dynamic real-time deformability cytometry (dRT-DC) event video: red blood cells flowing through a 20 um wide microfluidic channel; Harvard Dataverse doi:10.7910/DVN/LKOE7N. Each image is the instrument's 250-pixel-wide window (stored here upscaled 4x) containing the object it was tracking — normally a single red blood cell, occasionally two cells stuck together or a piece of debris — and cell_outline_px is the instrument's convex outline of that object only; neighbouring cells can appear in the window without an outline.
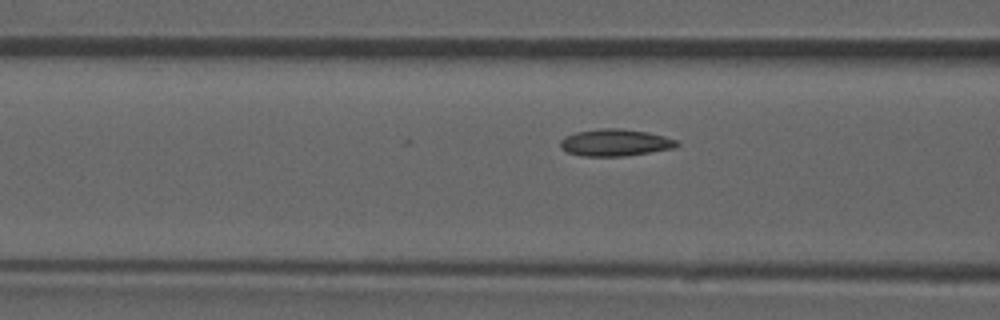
{"species": "common noctule bat (a hibernating species)", "species_latin": "Nyctalus noctula", "temperature_condition": "room temperature", "stored_images_in_passage": 38, "camera_frame_rate_fps": 3000, "um_per_image_px": 0.085, "animal": {"sex": "male", "forearm_length_mm": 52.5}, "frame": {"image": 1, "passage_image": 6, "time_ms": 1.667, "image_size_px": [1000, 320], "cell_outline_px": [[680, 144], [676, 148], [624, 156], [580, 156], [568, 152], [560, 148], [560, 140], [564, 136], [576, 132], [600, 128], [620, 128], [648, 132], [664, 136], [676, 140]], "centroid_in_image_um": [52.28, 12.12], "position_along_channel_um": 114.3, "area_um2": 18.44}, "authors_computed_cell_mechanics": {"area_um2": 17.5134, "velocity_mm_per_s": 3.8832, "shape_relaxation_time_tau1_ms": null, "shape_relaxation_time_tau2_ms": 2.9288, "deformation_change_tau1": null, "deformation_change_tau2": 0.0864}}